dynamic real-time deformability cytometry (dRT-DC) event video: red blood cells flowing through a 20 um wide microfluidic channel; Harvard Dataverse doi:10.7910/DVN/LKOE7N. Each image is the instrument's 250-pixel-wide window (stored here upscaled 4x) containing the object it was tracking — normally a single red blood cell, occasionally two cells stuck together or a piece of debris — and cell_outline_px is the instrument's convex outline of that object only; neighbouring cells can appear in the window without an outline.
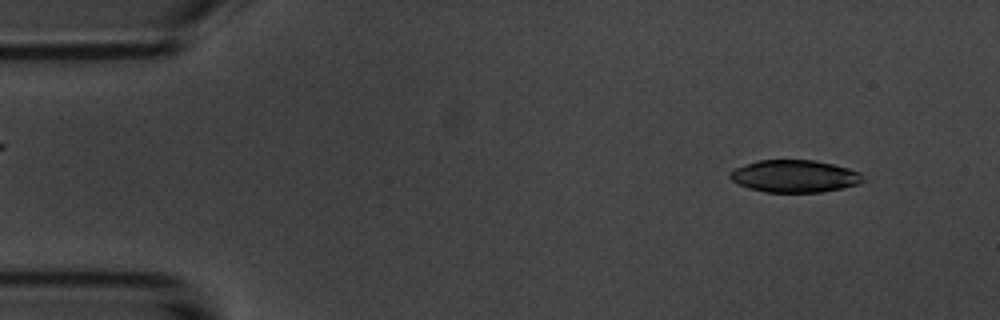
{"species": "common noctule bat (a hibernating species)", "species_latin": "Nyctalus noctula", "temperature_condition": "room temperature", "stored_images_in_passage": 3, "camera_frame_rate_fps": 3000, "um_per_image_px": 0.085, "animal": {"sex": "male", "body_mass_g": 20.1, "forearm_length_mm": 53.5}, "frame": {"image": 1, "passage_image": 1, "time_ms": 0.0, "image_size_px": [1000, 320], "cell_outline_px": [[864, 180], [860, 184], [820, 192], [764, 192], [748, 188], [732, 180], [728, 176], [728, 172], [736, 168], [756, 160], [812, 160], [832, 164], [848, 168], [860, 172]], "centroid_in_image_um": [67.52, 14.97], "position_along_channel_um": 17.5, "area_um2": 24.97}}